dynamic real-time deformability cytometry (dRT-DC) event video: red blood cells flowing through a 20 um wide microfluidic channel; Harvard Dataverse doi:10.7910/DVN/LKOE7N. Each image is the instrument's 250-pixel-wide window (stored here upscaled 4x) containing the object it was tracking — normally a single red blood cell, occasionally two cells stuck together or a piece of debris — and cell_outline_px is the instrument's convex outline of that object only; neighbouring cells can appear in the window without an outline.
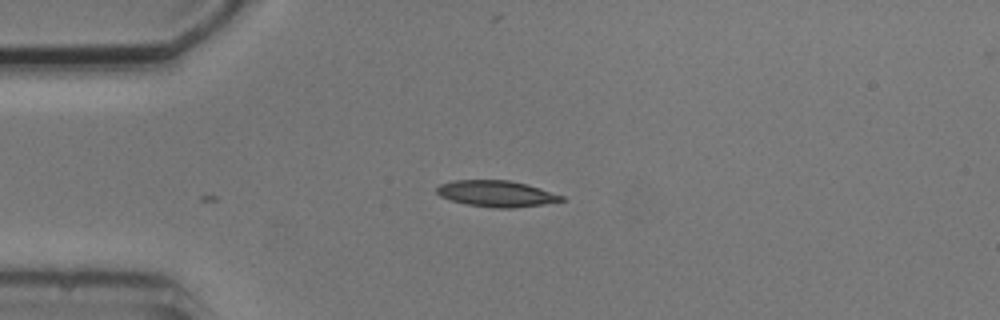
{"species": "common noctule bat (a hibernating species)", "species_latin": "Nyctalus noctula", "temperature_condition": "cold", "stored_images_in_passage": 5, "camera_frame_rate_fps": 3000, "um_per_image_px": 0.085, "animal": {"sex": "male", "body_mass_g": 20.5, "forearm_length_mm": 52.5}, "frame": {"image": 1, "passage_image": 4, "time_ms": 3.667, "image_size_px": [1000, 320], "cell_outline_px": [[568, 200], [544, 204], [512, 208], [492, 208], [468, 204], [452, 200], [440, 196], [436, 192], [436, 188], [440, 184], [452, 180], [508, 180], [528, 184], [564, 196]], "centroid_in_image_um": [42.23, 16.46], "position_along_channel_um": 42.8, "area_um2": 19.13}}